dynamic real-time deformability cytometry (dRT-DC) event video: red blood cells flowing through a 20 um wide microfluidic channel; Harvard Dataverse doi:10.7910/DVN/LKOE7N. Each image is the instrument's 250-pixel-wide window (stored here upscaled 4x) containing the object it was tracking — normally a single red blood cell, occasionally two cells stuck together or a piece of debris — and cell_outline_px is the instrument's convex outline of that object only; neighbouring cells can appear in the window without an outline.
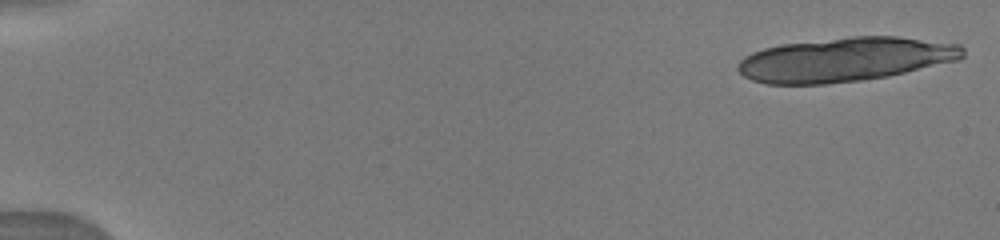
{"species": "human", "species_latin": "Homo sapiens", "temperature_condition": "warm", "stored_images_in_passage": 38, "camera_frame_rate_fps": 3000, "um_per_image_px": 0.085, "donor": {"sex": "male"}, "frame": {"image": 1, "passage_image": 1, "time_ms": 0.0, "image_size_px": [1000, 240], "cell_outline_px": [[964, 56], [960, 60], [888, 76], [860, 80], [824, 84], [768, 84], [752, 80], [744, 76], [736, 68], [740, 60], [744, 56], [752, 52], [764, 48], [780, 44], [852, 36], [896, 36], [960, 44], [964, 48]], "centroid_in_image_um": [71.84, 5.05], "position_along_channel_um": 13.2, "area_um2": 57.92}}
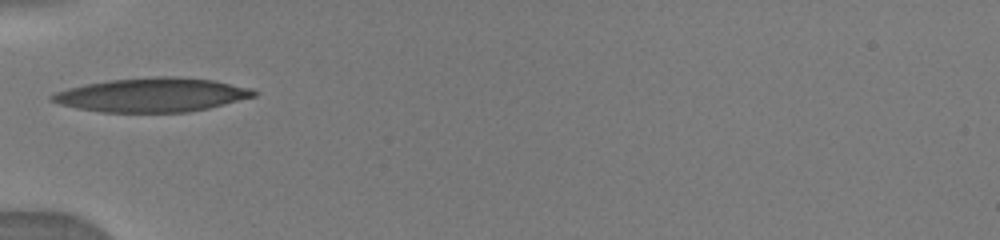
{"frame": {"image": 2, "passage_image": 10, "time_ms": 5.667, "image_size_px": [1000, 240], "cell_outline_px": [[256, 96], [208, 108], [188, 112], [104, 112], [76, 108], [60, 104], [48, 100], [48, 96], [56, 92], [68, 88], [108, 80], [156, 76], [176, 76], [216, 80], [252, 88], [256, 92]], "centroid_in_image_um": [12.93, 8.06], "position_along_channel_um": 72.1, "area_um2": 40.06}}
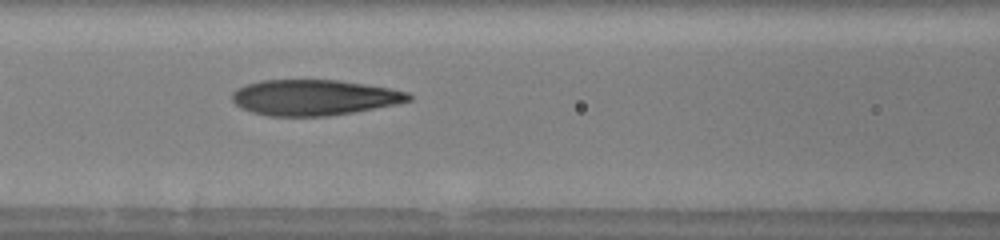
{"frame": {"image": 3, "passage_image": 16, "time_ms": 7.333, "image_size_px": [1000, 240], "cell_outline_px": [[412, 100], [396, 104], [352, 112], [328, 116], [268, 116], [252, 112], [240, 108], [232, 100], [232, 92], [236, 88], [244, 84], [260, 80], [336, 80], [392, 88], [408, 92], [412, 96]], "centroid_in_image_um": [26.66, 8.28], "position_along_channel_um": 139.9, "area_um2": 36.82}}